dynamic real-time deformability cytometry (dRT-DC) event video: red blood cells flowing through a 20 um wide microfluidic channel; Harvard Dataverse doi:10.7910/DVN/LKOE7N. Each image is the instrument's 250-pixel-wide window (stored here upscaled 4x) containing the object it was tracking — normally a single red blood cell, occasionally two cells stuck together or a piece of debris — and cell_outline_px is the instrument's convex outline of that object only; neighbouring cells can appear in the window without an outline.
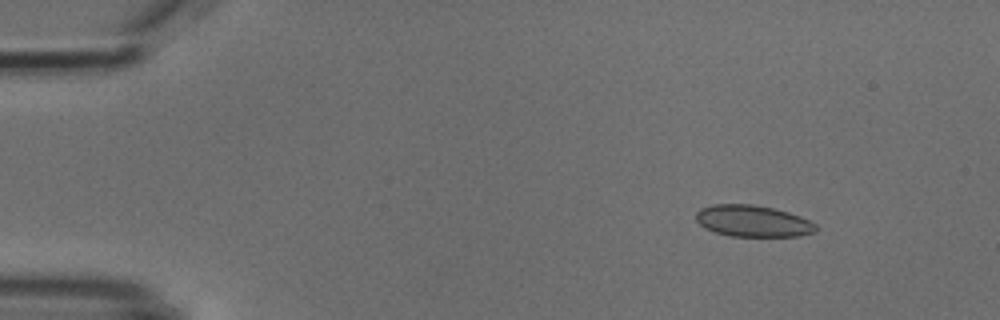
{"species": "common noctule bat (a hibernating species)", "species_latin": "Nyctalus noctula", "temperature_condition": "cold", "stored_images_in_passage": 4, "camera_frame_rate_fps": 3000, "um_per_image_px": 0.085, "animal": {"sex": "male", "body_mass_g": 18.8}, "frame": {"image": 1, "passage_image": 2, "time_ms": 1.333, "image_size_px": [1000, 320], "cell_outline_px": [[820, 228], [816, 232], [800, 236], [732, 236], [716, 232], [704, 228], [696, 220], [696, 212], [700, 208], [712, 204], [752, 204], [772, 208], [788, 212], [800, 216], [816, 224]], "centroid_in_image_um": [64.01, 18.79], "position_along_channel_um": 21.0, "area_um2": 22.14}}